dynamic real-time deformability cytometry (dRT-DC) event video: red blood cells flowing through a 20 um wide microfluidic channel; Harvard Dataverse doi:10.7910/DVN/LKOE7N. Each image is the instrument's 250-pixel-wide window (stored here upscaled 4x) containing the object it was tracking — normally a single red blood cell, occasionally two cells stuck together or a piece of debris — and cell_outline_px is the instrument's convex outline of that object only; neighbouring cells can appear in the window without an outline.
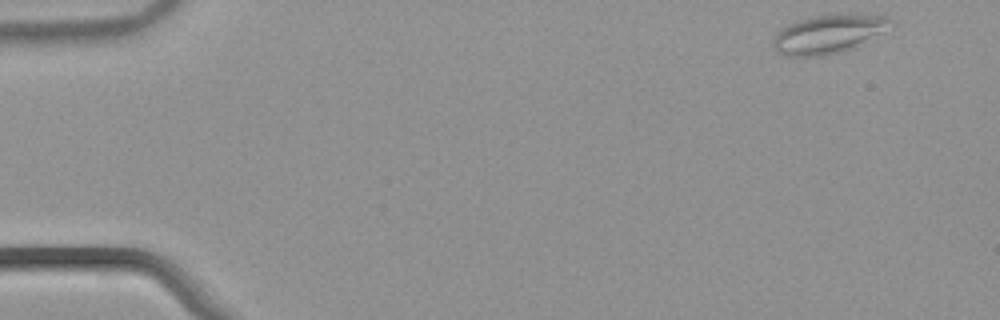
{"species": "common noctule bat (a hibernating species)", "species_latin": "Nyctalus noctula", "temperature_condition": "warm", "stored_images_in_passage": 50, "camera_frame_rate_fps": 3000, "um_per_image_px": 0.085, "animal": {"sex": "male", "body_mass_g": 21.5, "forearm_length_mm": 52.0}, "frame": {"image": 1, "passage_image": 1, "time_ms": 0.0, "image_size_px": [1000, 320], "cell_outline_px": [[896, 24], [852, 48], [828, 56], [788, 56], [776, 52], [772, 44], [772, 40], [776, 32], [780, 28], [788, 24], [800, 20], [816, 16], [888, 16], [896, 20]], "centroid_in_image_um": [70.37, 2.93], "position_along_channel_um": 14.6, "area_um2": 25.95}}
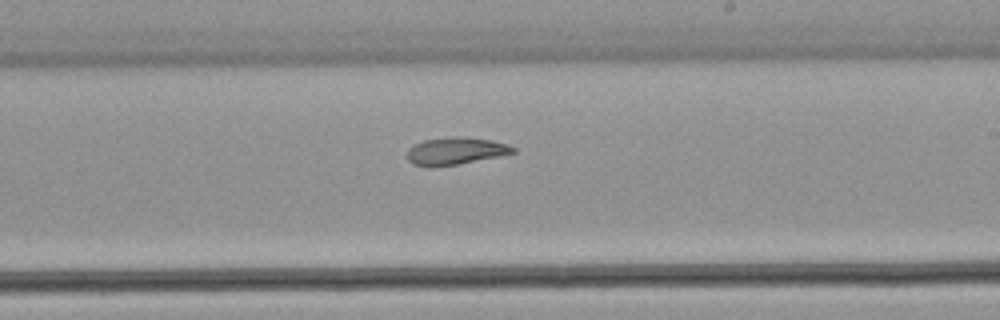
{"frame": {"image": 2, "passage_image": 29, "time_ms": 9.333, "image_size_px": [1000, 320], "cell_outline_px": [[516, 152], [500, 156], [456, 164], [432, 168], [412, 164], [408, 160], [408, 148], [412, 144], [424, 140], [456, 136], [464, 136], [492, 140], [508, 144], [516, 148]], "centroid_in_image_um": [38.71, 12.83], "position_along_channel_um": 250.3, "area_um2": 17.05}}
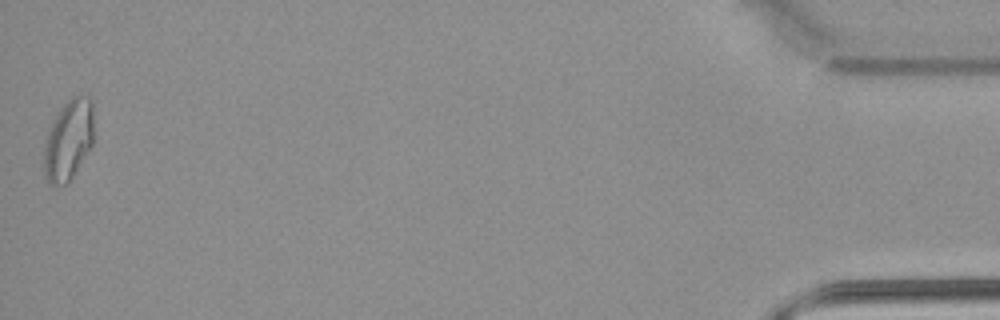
{"frame": {"image": 3, "passage_image": 50, "time_ms": 16.333, "image_size_px": [1000, 320], "cell_outline_px": [[92, 144], [72, 176], [64, 184], [48, 184], [44, 176], [44, 144], [52, 120], [56, 112], [72, 96], [92, 96]], "centroid_in_image_um": [5.79, 11.86], "position_along_channel_um": 429.4, "area_um2": 23.12}, "authors_computed_cell_mechanics": {"area_um2": 18.9295, "velocity_mm_per_s": 3.8837, "shape_relaxation_time_tau1_ms": null, "shape_relaxation_time_tau2_ms": 6.8423, "deformation_change_tau1": null, "deformation_change_tau2": 0.1349}}